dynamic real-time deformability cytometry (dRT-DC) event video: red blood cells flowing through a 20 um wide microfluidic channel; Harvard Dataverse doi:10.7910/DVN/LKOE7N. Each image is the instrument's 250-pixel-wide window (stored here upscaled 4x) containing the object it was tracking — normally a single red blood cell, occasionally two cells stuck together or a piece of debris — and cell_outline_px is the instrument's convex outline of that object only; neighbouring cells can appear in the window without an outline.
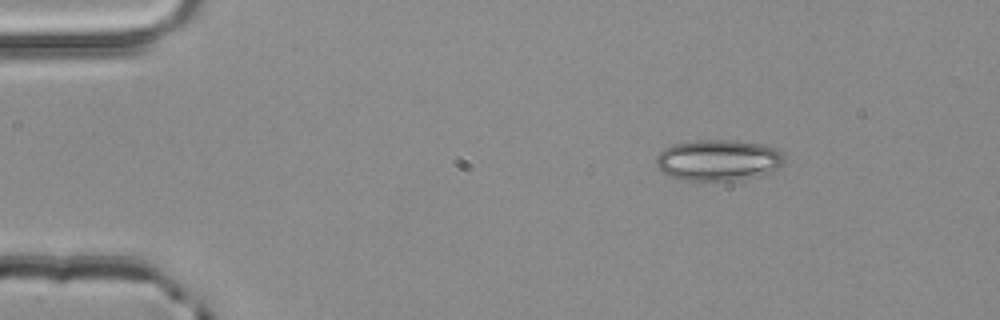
{"species": "common noctule bat (a hibernating species)", "species_latin": "Nyctalus noctula", "temperature_condition": "room temperature", "stored_images_in_passage": 3, "camera_frame_rate_fps": 3000, "um_per_image_px": 0.085, "animal": {"sex": "male", "body_mass_g": 20.4}, "frame": {"image": 1, "passage_image": 1, "time_ms": 0.0, "image_size_px": [1000, 320], "cell_outline_px": [[784, 164], [768, 172], [756, 176], [736, 180], [680, 180], [668, 176], [656, 164], [656, 156], [664, 148], [672, 144], [696, 140], [736, 140], [760, 144], [776, 148], [784, 156]], "centroid_in_image_um": [61.03, 13.6], "position_along_channel_um": 24.0, "area_um2": 30.63}}